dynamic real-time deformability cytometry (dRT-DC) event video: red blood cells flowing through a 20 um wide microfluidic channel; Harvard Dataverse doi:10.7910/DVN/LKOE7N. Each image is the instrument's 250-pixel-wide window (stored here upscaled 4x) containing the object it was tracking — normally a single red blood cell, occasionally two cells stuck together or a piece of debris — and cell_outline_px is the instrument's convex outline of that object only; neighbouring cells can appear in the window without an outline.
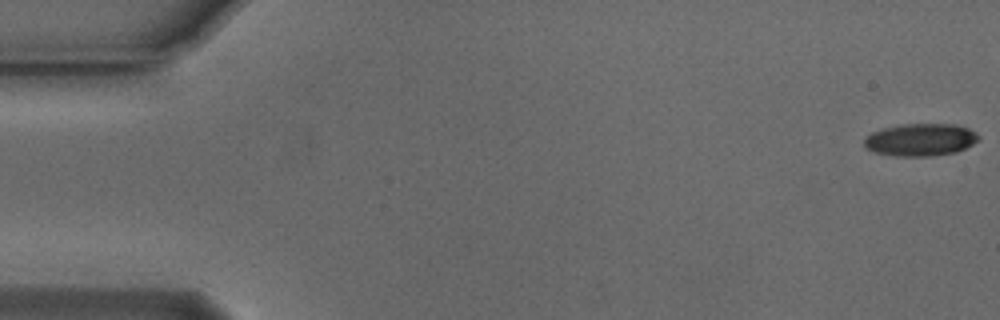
{"species": "Egyptian fruit bat (a non-hibernating species)", "species_latin": "Rousettus aegyptiacus", "temperature_condition": "cold", "stored_images_in_passage": 17, "camera_frame_rate_fps": 3000, "um_per_image_px": 0.085, "animal": {"sex": "male"}, "frame": {"image": 1, "passage_image": 1, "time_ms": 0.0, "image_size_px": [1000, 320], "cell_outline_px": [[980, 140], [956, 152], [928, 156], [896, 156], [876, 152], [868, 148], [864, 144], [864, 136], [872, 132], [884, 128], [900, 124], [956, 124], [968, 128], [976, 132], [980, 136]], "centroid_in_image_um": [78.26, 11.86], "position_along_channel_um": 6.7, "area_um2": 21.62}}